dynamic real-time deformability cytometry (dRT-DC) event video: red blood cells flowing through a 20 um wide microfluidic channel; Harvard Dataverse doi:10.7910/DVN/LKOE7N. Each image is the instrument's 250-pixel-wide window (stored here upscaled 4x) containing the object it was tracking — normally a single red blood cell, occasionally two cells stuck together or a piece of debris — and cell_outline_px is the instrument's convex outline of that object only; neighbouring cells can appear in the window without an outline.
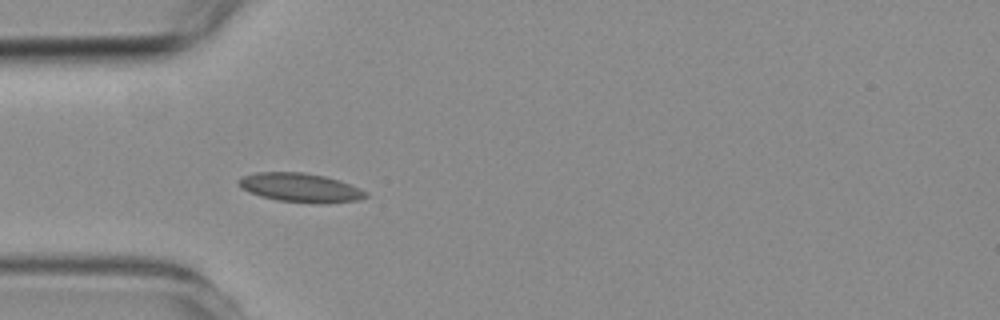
{"species": "common noctule bat (a hibernating species)", "species_latin": "Nyctalus noctula", "temperature_condition": "room temperature", "stored_images_in_passage": 2, "camera_frame_rate_fps": 3000, "um_per_image_px": 0.085, "animal": {"sex": "female", "body_mass_g": 19.3, "forearm_length_mm": 54.1}, "frame": {"image": 1, "passage_image": 2, "time_ms": 1.333, "image_size_px": [1000, 320], "cell_outline_px": [[368, 196], [360, 200], [320, 204], [316, 204], [276, 200], [260, 196], [248, 192], [240, 188], [236, 184], [236, 180], [244, 176], [256, 172], [304, 172], [324, 176], [340, 180], [360, 188], [368, 192]], "centroid_in_image_um": [25.52, 15.96], "position_along_channel_um": 59.5, "area_um2": 21.85}}